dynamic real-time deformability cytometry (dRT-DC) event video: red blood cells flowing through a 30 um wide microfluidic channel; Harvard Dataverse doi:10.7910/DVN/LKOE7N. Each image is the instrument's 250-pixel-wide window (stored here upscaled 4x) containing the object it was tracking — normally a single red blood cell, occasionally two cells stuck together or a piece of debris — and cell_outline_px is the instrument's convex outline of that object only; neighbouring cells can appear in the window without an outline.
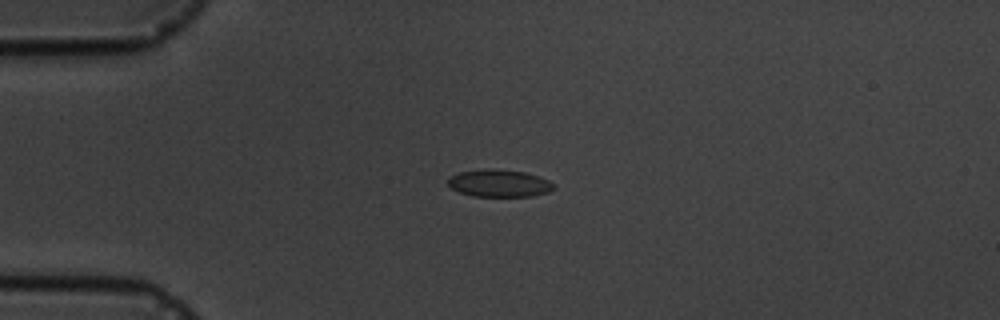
{"species": "common noctule bat (a hibernating species)", "species_latin": "Nyctalus noctula", "temperature_condition": "cold", "stored_images_in_passage": 6, "camera_frame_rate_fps": 3000, "um_per_image_px": 0.085, "animal": {"sex": "male", "body_mass_g": 19.5, "forearm_length_mm": 54.6}, "frame": {"image": 1, "passage_image": 3, "time_ms": 3.0, "image_size_px": [1000, 320], "cell_outline_px": [[556, 188], [548, 192], [532, 196], [472, 196], [460, 192], [452, 188], [448, 184], [448, 176], [456, 172], [488, 168], [524, 172], [548, 180], [556, 184]], "centroid_in_image_um": [42.41, 15.57], "position_along_channel_um": 42.6, "area_um2": 16.94}}
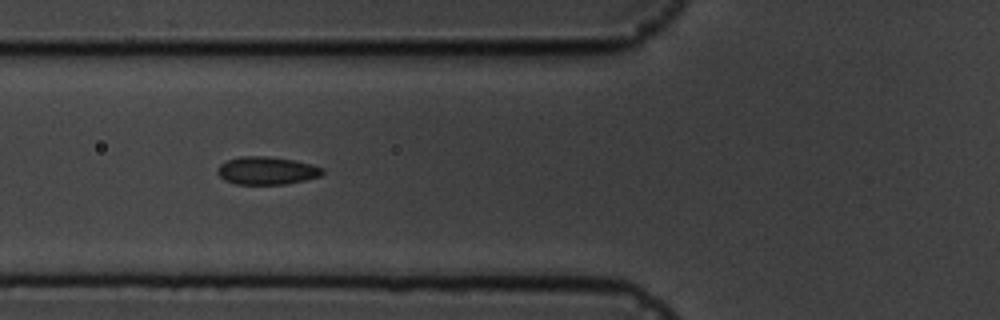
{"frame": {"image": 2, "passage_image": 5, "time_ms": 5.333, "image_size_px": [1000, 320], "cell_outline_px": [[324, 172], [320, 176], [288, 184], [236, 184], [224, 180], [216, 172], [216, 168], [220, 164], [228, 160], [240, 156], [264, 156], [292, 160], [312, 164], [324, 168]], "centroid_in_image_um": [22.66, 14.51], "position_along_channel_um": 103.1, "area_um2": 17.05}}
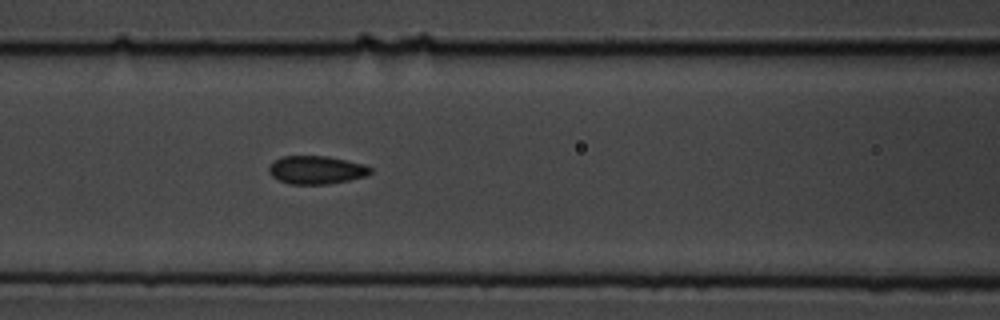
{"frame": {"image": 3, "passage_image": 6, "time_ms": 6.333, "image_size_px": [1000, 320], "cell_outline_px": [[372, 172], [364, 176], [348, 180], [328, 184], [288, 184], [272, 176], [268, 172], [268, 168], [280, 156], [328, 156], [364, 164], [372, 168]], "centroid_in_image_um": [26.88, 14.44], "position_along_channel_um": 139.7, "area_um2": 16.59}}